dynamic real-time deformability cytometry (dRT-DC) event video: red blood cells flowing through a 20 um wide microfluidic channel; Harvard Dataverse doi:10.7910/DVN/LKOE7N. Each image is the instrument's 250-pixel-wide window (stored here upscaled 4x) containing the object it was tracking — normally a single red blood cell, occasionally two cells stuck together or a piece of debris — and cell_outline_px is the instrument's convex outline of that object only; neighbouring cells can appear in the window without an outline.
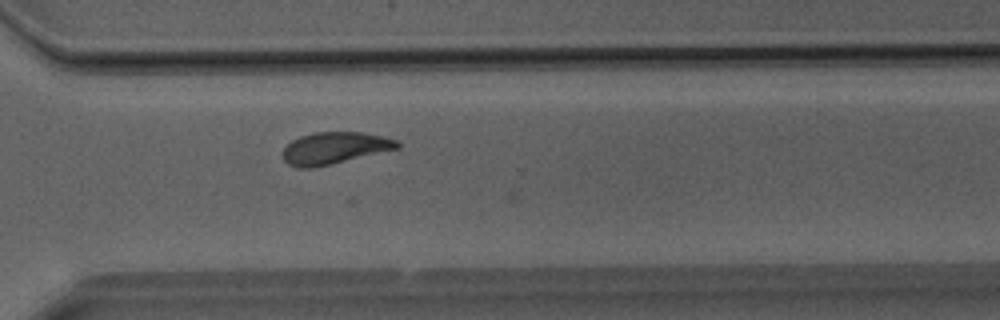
{"species": "Egyptian fruit bat (a non-hibernating species)", "species_latin": "Rousettus aegyptiacus", "temperature_condition": "room temperature", "stored_images_in_passage": 23, "camera_frame_rate_fps": 3000, "um_per_image_px": 0.085, "animal": {"sex": "male"}, "frame": {"image": 1, "passage_image": 18, "time_ms": 5.667, "image_size_px": [1000, 320], "cell_outline_px": [[400, 148], [312, 168], [296, 168], [288, 164], [284, 160], [284, 148], [292, 140], [300, 136], [316, 132], [360, 132], [380, 136], [396, 140], [400, 144]], "centroid_in_image_um": [28.41, 12.59], "position_along_channel_um": 342.2, "area_um2": 20.98}}